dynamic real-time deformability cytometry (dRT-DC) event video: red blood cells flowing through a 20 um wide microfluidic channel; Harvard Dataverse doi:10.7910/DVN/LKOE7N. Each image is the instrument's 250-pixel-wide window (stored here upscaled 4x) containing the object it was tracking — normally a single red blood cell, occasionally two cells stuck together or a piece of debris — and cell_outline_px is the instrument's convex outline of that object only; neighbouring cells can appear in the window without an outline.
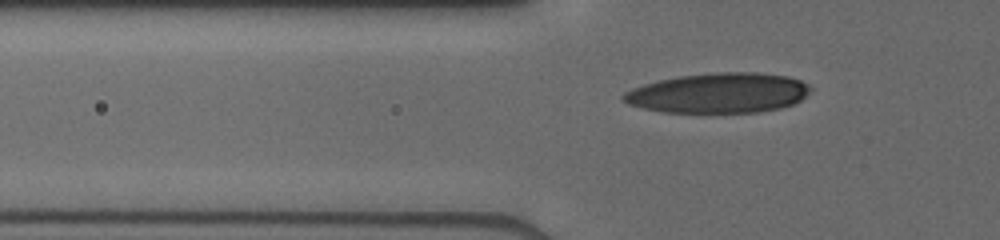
{"species": "human", "species_latin": "Homo sapiens", "temperature_condition": "cold", "stored_images_in_passage": 3, "camera_frame_rate_fps": 3000, "um_per_image_px": 0.085, "donor": {"sex": "male"}, "frame": {"image": 1, "passage_image": 3, "time_ms": 2.0, "image_size_px": [1000, 240], "cell_outline_px": [[812, 88], [800, 100], [792, 104], [780, 108], [756, 112], [664, 112], [644, 108], [628, 104], [620, 100], [620, 96], [624, 92], [632, 88], [644, 84], [660, 80], [680, 76], [716, 72], [756, 72], [788, 76], [800, 80], [808, 84]], "centroid_in_image_um": [61.06, 7.9], "position_along_channel_um": 64.7, "area_um2": 43.52}}